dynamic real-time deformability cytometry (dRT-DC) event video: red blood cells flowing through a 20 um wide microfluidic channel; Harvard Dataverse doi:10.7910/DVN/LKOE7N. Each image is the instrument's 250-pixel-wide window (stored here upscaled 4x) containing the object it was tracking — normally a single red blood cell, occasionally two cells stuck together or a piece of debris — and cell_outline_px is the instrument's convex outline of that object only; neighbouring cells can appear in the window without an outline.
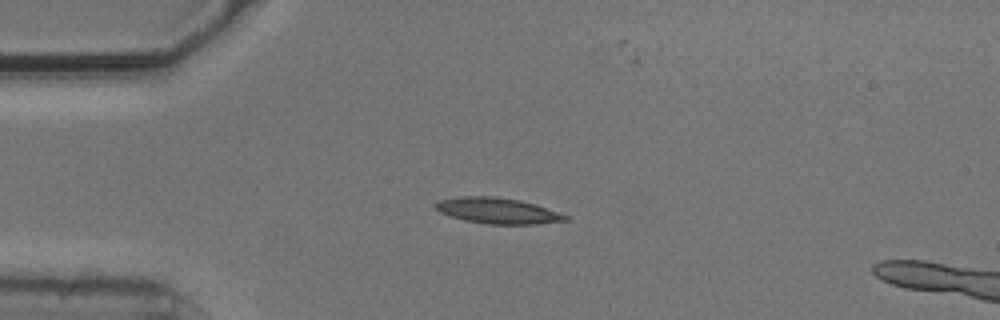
{"species": "common noctule bat (a hibernating species)", "species_latin": "Nyctalus noctula", "temperature_condition": "cold", "stored_images_in_passage": 19, "camera_frame_rate_fps": 3000, "um_per_image_px": 0.085, "animal": {"sex": "male", "body_mass_g": 20.5, "forearm_length_mm": 52.5}, "frame": {"image": 1, "passage_image": 13, "time_ms": 4.0, "image_size_px": [1000, 320], "cell_outline_px": [[568, 220], [536, 224], [488, 224], [464, 220], [440, 212], [432, 204], [436, 200], [460, 196], [492, 196], [520, 200], [536, 204], [568, 216]], "centroid_in_image_um": [42.25, 17.9], "position_along_channel_um": 42.7, "area_um2": 19.54}}
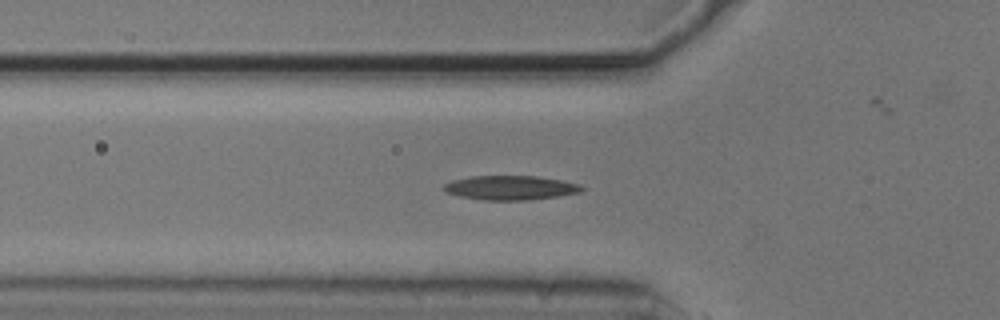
{"frame": {"image": 2, "passage_image": 18, "time_ms": 5.667, "image_size_px": [1000, 320], "cell_outline_px": [[584, 188], [580, 192], [556, 196], [528, 200], [484, 200], [460, 196], [448, 192], [444, 188], [444, 184], [452, 180], [472, 176], [536, 176], [564, 180], [580, 184]], "centroid_in_image_um": [43.42, 15.95], "position_along_channel_um": 82.4, "area_um2": 19.36}}